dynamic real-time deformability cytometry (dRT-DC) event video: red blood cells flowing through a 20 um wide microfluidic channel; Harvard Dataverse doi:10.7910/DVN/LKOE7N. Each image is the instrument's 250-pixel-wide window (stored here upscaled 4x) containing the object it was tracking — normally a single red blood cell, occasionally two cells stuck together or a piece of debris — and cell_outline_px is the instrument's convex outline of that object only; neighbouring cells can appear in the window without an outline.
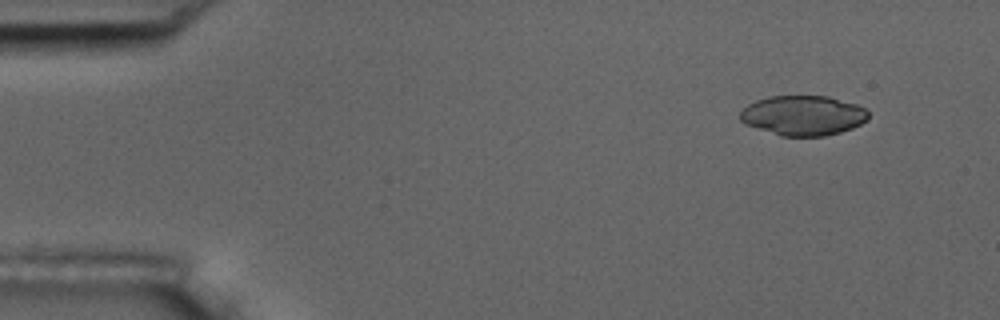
{"species": "common noctule bat (a hibernating species)", "species_latin": "Nyctalus noctula", "temperature_condition": "room temperature", "stored_images_in_passage": 4, "camera_frame_rate_fps": 3000, "um_per_image_px": 0.085, "animal": {"sex": "male", "body_mass_g": 17.5, "forearm_length_mm": 52.3}, "frame": {"image": 1, "passage_image": 2, "time_ms": 1.0, "image_size_px": [1000, 320], "cell_outline_px": [[868, 120], [852, 128], [840, 132], [824, 136], [780, 136], [748, 124], [740, 120], [740, 112], [748, 104], [756, 100], [768, 96], [828, 96], [856, 104], [864, 108], [868, 112]], "centroid_in_image_um": [68.28, 9.81], "position_along_channel_um": 16.7, "area_um2": 29.65}}